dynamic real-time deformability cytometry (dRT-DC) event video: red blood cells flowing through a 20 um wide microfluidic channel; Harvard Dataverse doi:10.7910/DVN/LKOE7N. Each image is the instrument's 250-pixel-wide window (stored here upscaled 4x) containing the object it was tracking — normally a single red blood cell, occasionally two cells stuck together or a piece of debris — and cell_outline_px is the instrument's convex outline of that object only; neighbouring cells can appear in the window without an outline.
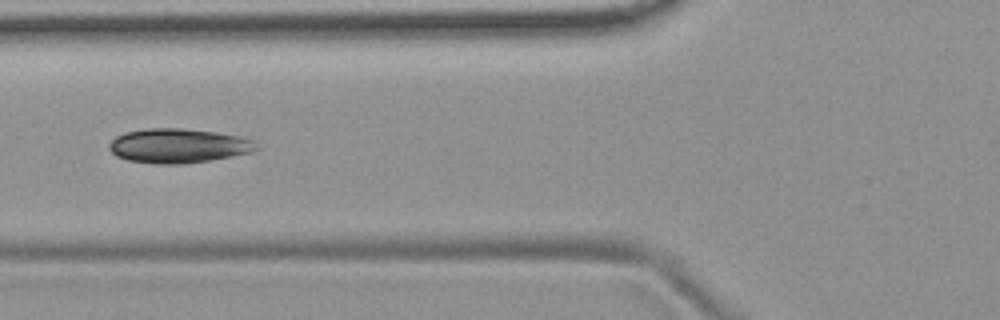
{"species": "common noctule bat (a hibernating species)", "species_latin": "Nyctalus noctula", "temperature_condition": "room temperature", "stored_images_in_passage": 7, "camera_frame_rate_fps": 3000, "um_per_image_px": 0.085, "animal": {"sex": "female", "body_mass_g": 19.9}, "frame": {"image": 1, "passage_image": 6, "time_ms": 6.0, "image_size_px": [1000, 320], "cell_outline_px": [[260, 148], [252, 152], [212, 160], [180, 164], [156, 164], [128, 160], [116, 156], [108, 148], [108, 144], [116, 136], [124, 132], [148, 128], [180, 128], [216, 132], [240, 136], [256, 140]], "centroid_in_image_um": [15.19, 12.39], "position_along_channel_um": 110.6, "area_um2": 29.77}}
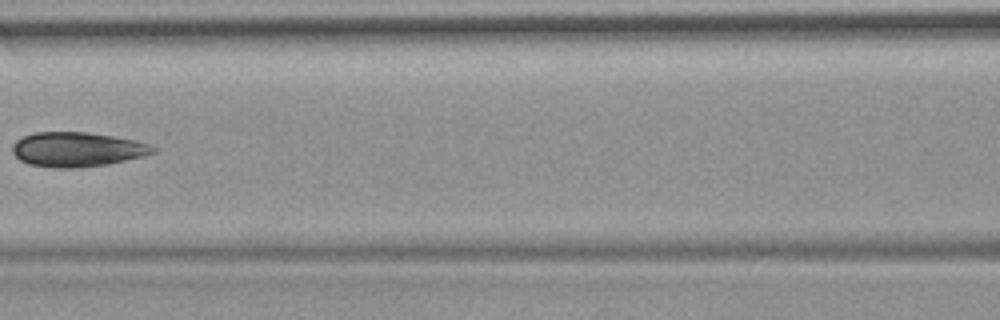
{"frame": {"image": 2, "passage_image": 7, "time_ms": 7.333, "image_size_px": [1000, 320], "cell_outline_px": [[156, 152], [144, 156], [108, 164], [80, 168], [52, 168], [28, 164], [20, 160], [12, 152], [12, 144], [16, 140], [24, 136], [36, 132], [84, 132], [112, 136], [136, 140], [152, 144], [156, 148]], "centroid_in_image_um": [6.57, 12.71], "position_along_channel_um": 160.0, "area_um2": 28.55}}